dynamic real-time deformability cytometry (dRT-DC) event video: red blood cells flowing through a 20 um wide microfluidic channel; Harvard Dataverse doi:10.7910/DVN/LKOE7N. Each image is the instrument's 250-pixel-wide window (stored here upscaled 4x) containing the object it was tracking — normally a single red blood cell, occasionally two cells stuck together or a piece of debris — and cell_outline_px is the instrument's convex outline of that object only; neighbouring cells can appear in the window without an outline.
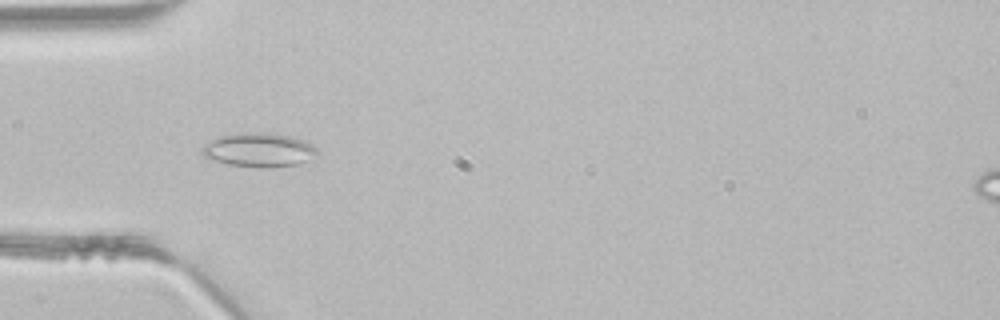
{"species": "common noctule bat (a hibernating species)", "species_latin": "Nyctalus noctula", "temperature_condition": "room temperature", "stored_images_in_passage": 5, "camera_frame_rate_fps": 3000, "um_per_image_px": 0.085, "animal": {"sex": "male", "body_mass_g": 21.5, "forearm_length_mm": 52.0}, "frame": {"image": 1, "passage_image": 3, "time_ms": 0.667, "image_size_px": [1000, 320], "cell_outline_px": [[320, 156], [296, 164], [272, 168], [260, 168], [228, 164], [204, 156], [200, 152], [204, 144], [220, 136], [248, 132], [268, 132], [288, 136], [304, 140], [312, 144], [320, 152]], "centroid_in_image_um": [22.07, 12.75], "position_along_channel_um": 62.9, "area_um2": 22.95}}